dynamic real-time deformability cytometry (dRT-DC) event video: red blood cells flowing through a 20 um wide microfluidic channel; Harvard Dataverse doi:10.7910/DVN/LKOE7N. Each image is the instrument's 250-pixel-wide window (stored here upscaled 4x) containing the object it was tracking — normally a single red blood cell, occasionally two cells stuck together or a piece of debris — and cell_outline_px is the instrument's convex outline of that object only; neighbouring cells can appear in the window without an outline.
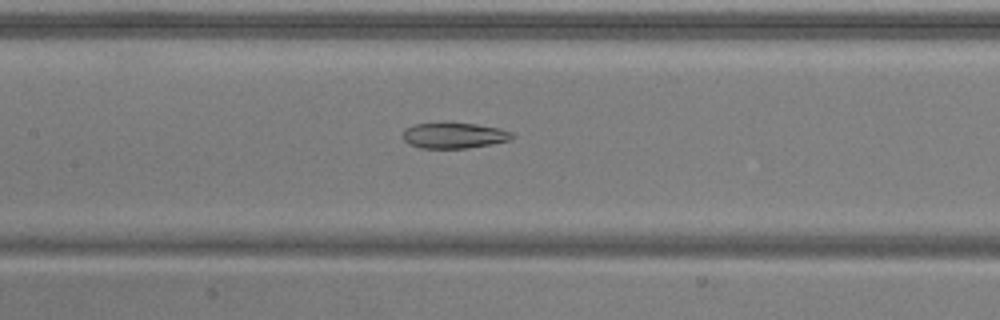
{"species": "common noctule bat (a hibernating species)", "species_latin": "Nyctalus noctula", "temperature_condition": "warm", "stored_images_in_passage": 52, "camera_frame_rate_fps": 3000, "um_per_image_px": 0.085, "animal": {"sex": "male", "body_mass_g": 20.5, "forearm_length_mm": 52.5}, "frame": {"image": 1, "passage_image": 25, "time_ms": 8.0, "image_size_px": [1000, 320], "cell_outline_px": [[516, 136], [512, 140], [464, 148], [420, 148], [408, 144], [404, 140], [404, 128], [412, 124], [440, 120], [476, 124], [500, 128], [512, 132]], "centroid_in_image_um": [38.56, 11.46], "position_along_channel_um": 168.8, "area_um2": 17.05}}
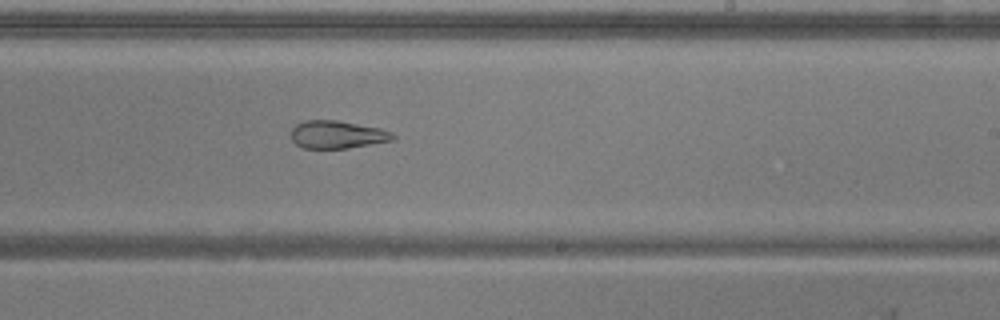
{"frame": {"image": 2, "passage_image": 32, "time_ms": 10.333, "image_size_px": [1000, 320], "cell_outline_px": [[396, 136], [392, 140], [348, 148], [304, 148], [296, 144], [292, 140], [292, 128], [296, 124], [304, 120], [336, 120], [380, 128], [392, 132]], "centroid_in_image_um": [28.65, 11.43], "position_along_channel_um": 260.3, "area_um2": 16.36}}
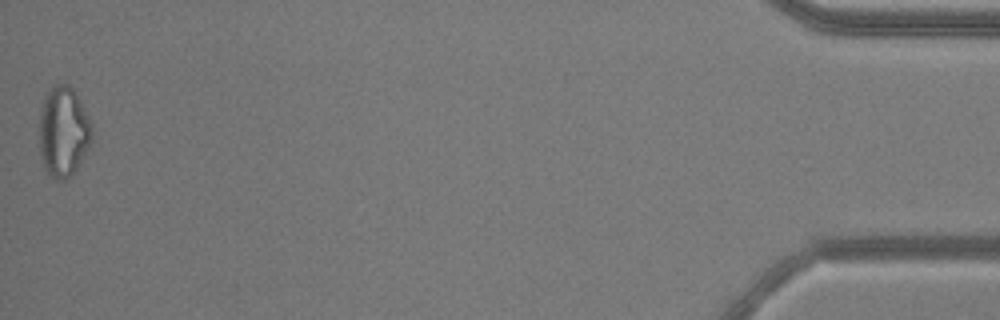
{"frame": {"image": 3, "passage_image": 52, "time_ms": 17.0, "image_size_px": [1000, 320], "cell_outline_px": [[92, 140], [88, 148], [76, 168], [64, 180], [56, 180], [44, 168], [40, 152], [40, 108], [44, 96], [56, 84], [68, 84], [72, 88], [80, 100], [92, 124]], "centroid_in_image_um": [5.39, 11.17], "position_along_channel_um": 429.8, "area_um2": 27.4}, "authors_computed_cell_mechanics": {"area_um2": 22.7154, "velocity_mm_per_s": 3.9444, "shape_relaxation_time_tau1_ms": null, "shape_relaxation_time_tau2_ms": 2.7403, "deformation_change_tau1": null, "deformation_change_tau2": 0.1159}}